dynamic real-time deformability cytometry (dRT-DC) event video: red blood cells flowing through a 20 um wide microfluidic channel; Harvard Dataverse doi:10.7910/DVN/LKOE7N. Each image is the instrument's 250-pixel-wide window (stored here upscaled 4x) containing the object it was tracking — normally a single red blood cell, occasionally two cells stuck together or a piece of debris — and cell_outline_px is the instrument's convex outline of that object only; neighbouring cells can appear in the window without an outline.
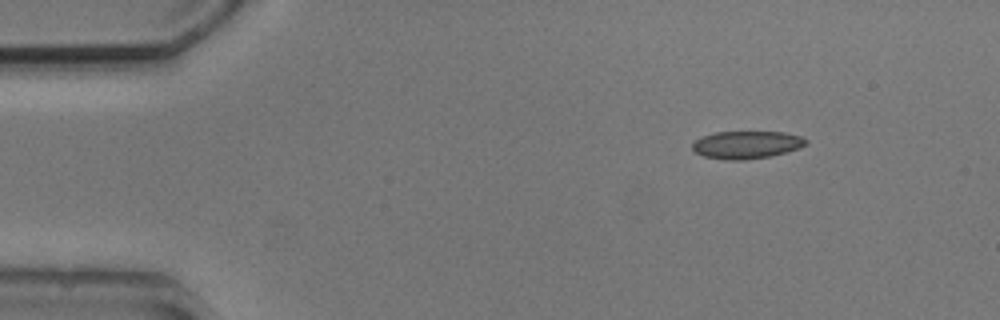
{"species": "common noctule bat (a hibernating species)", "species_latin": "Nyctalus noctula", "temperature_condition": "cold", "stored_images_in_passage": 3, "camera_frame_rate_fps": 3000, "um_per_image_px": 0.085, "animal": {"sex": "male", "body_mass_g": 20.5, "forearm_length_mm": 52.5}, "frame": {"image": 1, "passage_image": 1, "time_ms": 0.0, "image_size_px": [1000, 320], "cell_outline_px": [[808, 144], [800, 148], [772, 156], [744, 160], [724, 160], [704, 156], [696, 152], [692, 148], [692, 144], [696, 140], [704, 136], [716, 132], [784, 132], [800, 136], [808, 140]], "centroid_in_image_um": [63.5, 12.31], "position_along_channel_um": 21.5, "area_um2": 18.32}}